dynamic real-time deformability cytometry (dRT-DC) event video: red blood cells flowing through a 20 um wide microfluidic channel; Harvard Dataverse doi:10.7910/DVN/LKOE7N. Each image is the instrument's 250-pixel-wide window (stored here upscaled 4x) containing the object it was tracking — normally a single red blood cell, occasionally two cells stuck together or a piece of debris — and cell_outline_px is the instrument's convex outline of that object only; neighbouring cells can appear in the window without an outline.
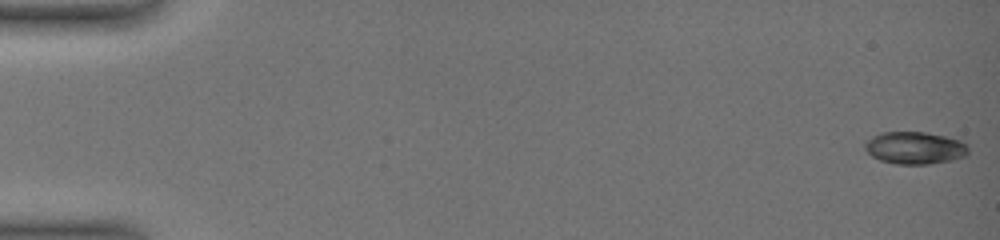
{"species": "common noctule bat (a hibernating species)", "species_latin": "Nyctalus noctula", "temperature_condition": "warm", "stored_images_in_passage": 57, "camera_frame_rate_fps": 3000, "um_per_image_px": 0.085, "animal": {"sex": "female", "body_mass_g": 19.0, "forearm_length_mm": 51.5}, "frame": {"image": 1, "passage_image": 1, "time_ms": 0.0, "image_size_px": [1000, 240], "cell_outline_px": [[968, 152], [964, 156], [952, 160], [928, 164], [896, 164], [880, 160], [872, 156], [864, 148], [864, 144], [872, 136], [884, 132], [924, 132], [944, 136], [960, 140], [968, 144]], "centroid_in_image_um": [77.76, 12.57], "position_along_channel_um": 7.2, "area_um2": 19.42}}
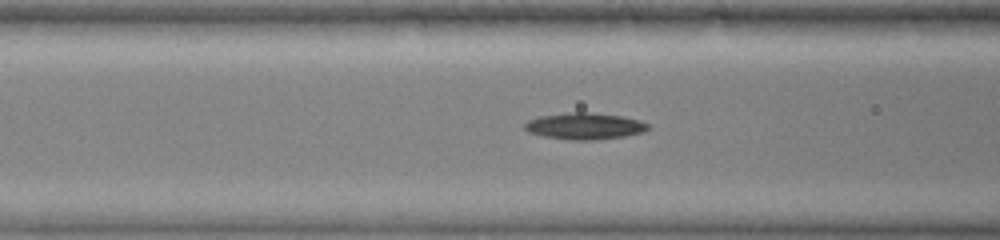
{"frame": {"image": 2, "passage_image": 34, "time_ms": 7.667, "image_size_px": [1000, 240], "cell_outline_px": [[648, 128], [644, 132], [624, 136], [596, 140], [568, 140], [544, 136], [528, 132], [524, 128], [524, 124], [528, 120], [540, 116], [568, 112], [592, 112], [624, 116], [640, 120], [648, 124]], "centroid_in_image_um": [49.69, 10.71], "position_along_channel_um": 116.9, "area_um2": 19.25}}
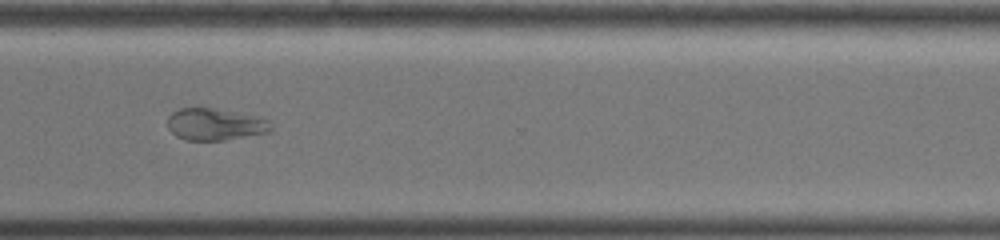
{"frame": {"image": 3, "passage_image": 56, "time_ms": 14.0, "image_size_px": [1000, 240], "cell_outline_px": [[272, 132], [224, 140], [184, 140], [176, 136], [168, 128], [168, 116], [172, 112], [180, 108], [200, 104], [264, 116], [272, 124]], "centroid_in_image_um": [18.32, 10.5], "position_along_channel_um": 352.3, "area_um2": 20.46}}